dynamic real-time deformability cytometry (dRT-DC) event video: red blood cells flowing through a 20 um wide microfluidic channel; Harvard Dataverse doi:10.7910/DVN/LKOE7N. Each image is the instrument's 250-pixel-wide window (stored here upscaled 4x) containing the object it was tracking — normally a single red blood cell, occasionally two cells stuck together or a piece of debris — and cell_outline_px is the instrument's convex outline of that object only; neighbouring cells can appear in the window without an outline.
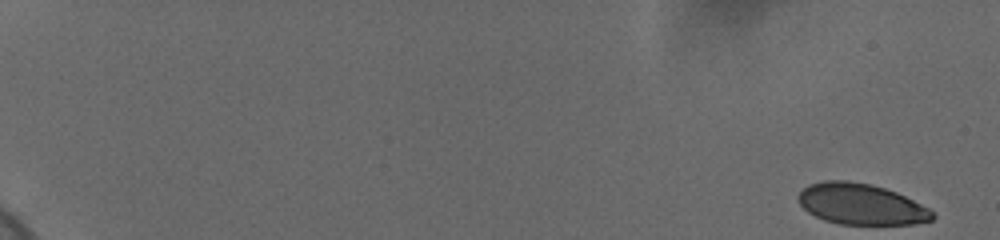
{"species": "human", "species_latin": "Homo sapiens", "temperature_condition": "cold", "stored_images_in_passage": 58, "camera_frame_rate_fps": 3000, "um_per_image_px": 0.085, "donor": {"sex": "female"}, "frame": {"image": 1, "passage_image": 1, "time_ms": 0.0, "image_size_px": [1000, 240], "cell_outline_px": [[936, 216], [932, 220], [916, 224], [840, 224], [824, 220], [808, 212], [800, 204], [796, 196], [808, 184], [824, 180], [848, 180], [868, 184], [884, 188], [896, 192], [928, 208]], "centroid_in_image_um": [73.16, 17.35], "position_along_channel_um": 11.8, "area_um2": 31.91}}
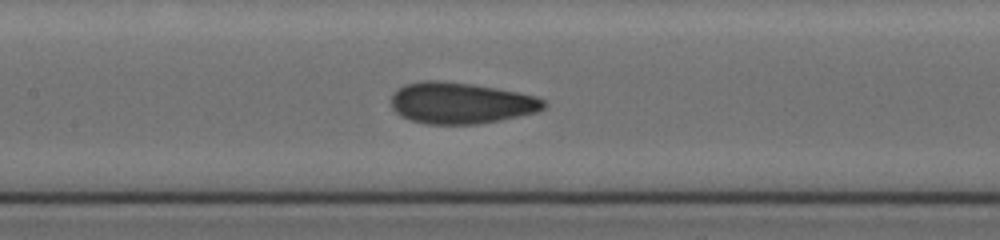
{"frame": {"image": 2, "passage_image": 31, "time_ms": 10.0, "image_size_px": [1000, 240], "cell_outline_px": [[548, 104], [544, 108], [536, 112], [500, 120], [476, 124], [428, 124], [412, 120], [400, 116], [392, 108], [392, 96], [396, 88], [404, 84], [420, 80], [440, 80], [472, 84], [496, 88], [536, 96], [544, 100]], "centroid_in_image_um": [39.15, 8.75], "position_along_channel_um": 168.3, "area_um2": 36.82}}
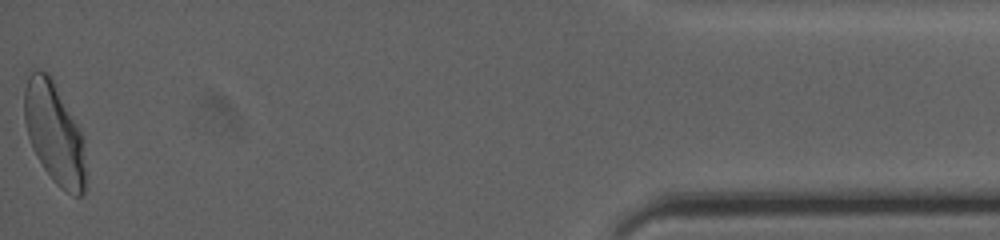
{"frame": {"image": 3, "passage_image": 58, "time_ms": 19.0, "image_size_px": [1000, 240], "cell_outline_px": [[88, 176], [84, 192], [80, 196], [72, 196], [60, 188], [52, 180], [36, 156], [32, 148], [28, 136], [24, 120], [24, 88], [28, 76], [36, 68], [48, 72], [80, 128], [84, 136], [88, 172]], "centroid_in_image_um": [4.67, 11.38], "position_along_channel_um": 430.5, "area_um2": 37.17}, "authors_computed_cell_mechanics": {"area_um2": 35.2002, "velocity_mm_per_s": 3.6776, "shape_relaxation_time_tau1_ms": 6.8632, "shape_relaxation_time_tau2_ms": 0.9061, "deformation_change_tau1": 0.1632, "deformation_change_tau2": 0.0584}}